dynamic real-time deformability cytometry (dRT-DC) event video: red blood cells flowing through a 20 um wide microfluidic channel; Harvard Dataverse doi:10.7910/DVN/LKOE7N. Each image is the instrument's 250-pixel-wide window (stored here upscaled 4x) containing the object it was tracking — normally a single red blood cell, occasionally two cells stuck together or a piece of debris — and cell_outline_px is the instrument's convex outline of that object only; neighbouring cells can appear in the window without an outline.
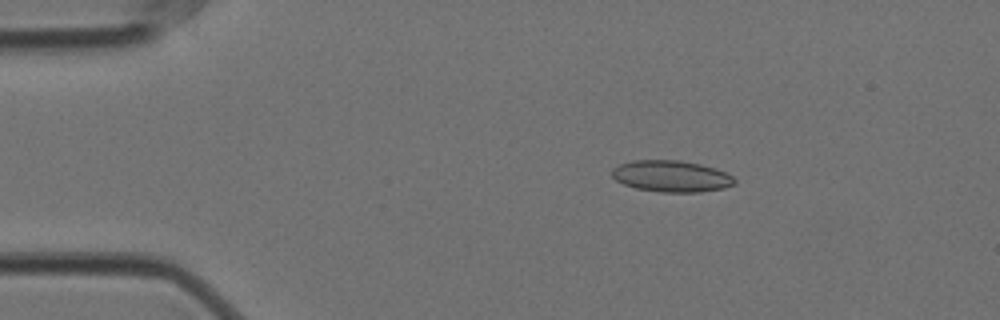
{"species": "Egyptian fruit bat (a non-hibernating species)", "species_latin": "Rousettus aegyptiacus", "temperature_condition": "cold", "stored_images_in_passage": 57, "camera_frame_rate_fps": 3000, "um_per_image_px": 0.085, "animal": {"sex": "female"}, "frame": {"image": 1, "passage_image": 10, "time_ms": 3.0, "image_size_px": [1000, 320], "cell_outline_px": [[736, 184], [724, 188], [700, 192], [660, 192], [636, 188], [624, 184], [616, 180], [612, 176], [612, 168], [620, 164], [632, 160], [680, 160], [700, 164], [716, 168], [728, 172], [736, 180]], "centroid_in_image_um": [57.1, 14.97], "position_along_channel_um": 27.9, "area_um2": 22.66}}
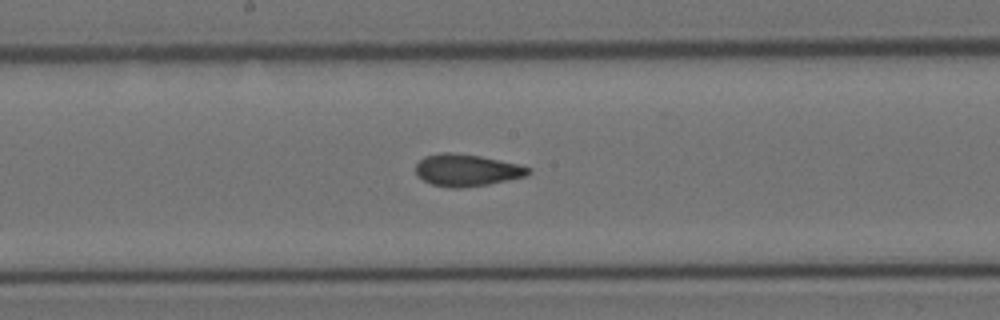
{"frame": {"image": 2, "passage_image": 30, "time_ms": 9.667, "image_size_px": [1000, 320], "cell_outline_px": [[532, 172], [524, 176], [508, 180], [488, 184], [460, 188], [448, 188], [432, 184], [416, 176], [416, 164], [424, 156], [440, 152], [452, 152], [480, 156], [520, 164], [532, 168]], "centroid_in_image_um": [39.67, 14.46], "position_along_channel_um": 208.5, "area_um2": 21.15}}
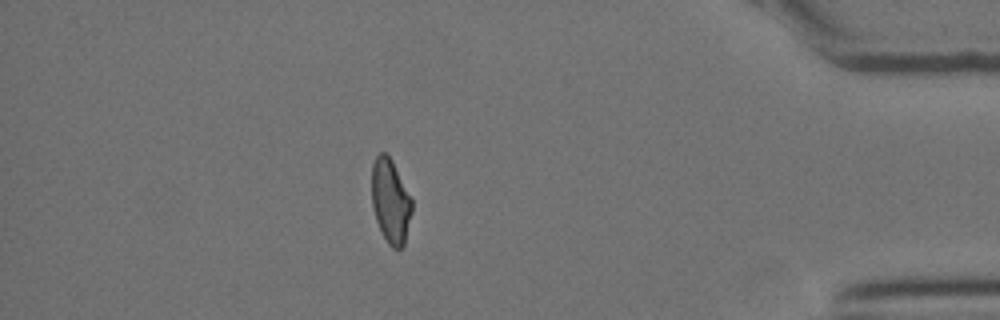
{"frame": {"image": 3, "passage_image": 50, "time_ms": 16.333, "image_size_px": [1000, 320], "cell_outline_px": [[412, 212], [404, 244], [400, 248], [392, 248], [388, 244], [376, 220], [372, 208], [372, 164], [376, 156], [380, 152], [384, 152], [392, 160], [412, 200]], "centroid_in_image_um": [33.19, 17.09], "position_along_channel_um": 402.0, "area_um2": 19.54}, "authors_computed_cell_mechanics": {"area_um2": 20.9236, "velocity_mm_per_s": 3.5424, "shape_relaxation_time_tau1_ms": null, "shape_relaxation_time_tau2_ms": 2.3899, "deformation_change_tau1": null, "deformation_change_tau2": 0.0886}}